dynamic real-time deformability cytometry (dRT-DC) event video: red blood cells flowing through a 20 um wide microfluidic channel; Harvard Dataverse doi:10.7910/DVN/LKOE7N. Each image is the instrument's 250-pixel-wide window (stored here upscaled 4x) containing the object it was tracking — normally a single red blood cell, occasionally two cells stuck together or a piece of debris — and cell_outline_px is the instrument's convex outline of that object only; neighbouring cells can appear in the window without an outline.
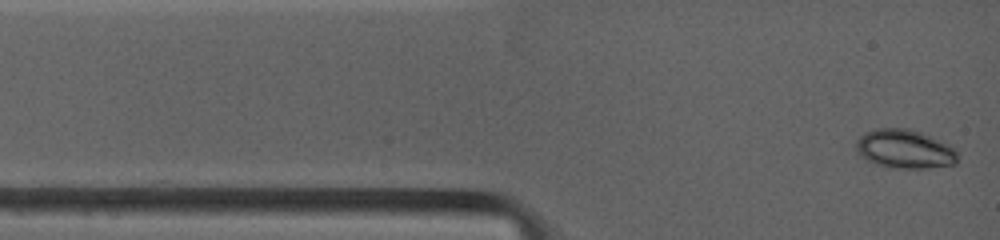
{"species": "common noctule bat (a hibernating species)", "species_latin": "Nyctalus noctula", "temperature_condition": "warm", "stored_images_in_passage": 7, "camera_frame_rate_fps": 4500, "um_per_image_px": 0.085, "animal": {"sex": "female", "body_mass_g": 19.0, "forearm_length_mm": 53.3}, "frame": {"image": 1, "passage_image": 1, "time_ms": 0.0, "image_size_px": [1000, 240], "cell_outline_px": [[956, 164], [928, 168], [888, 168], [876, 164], [860, 156], [856, 152], [856, 140], [864, 132], [876, 128], [908, 128], [920, 132], [940, 140], [948, 144], [956, 152]], "centroid_in_image_um": [76.85, 12.67], "position_along_channel_um": 8.2, "area_um2": 23.06}}
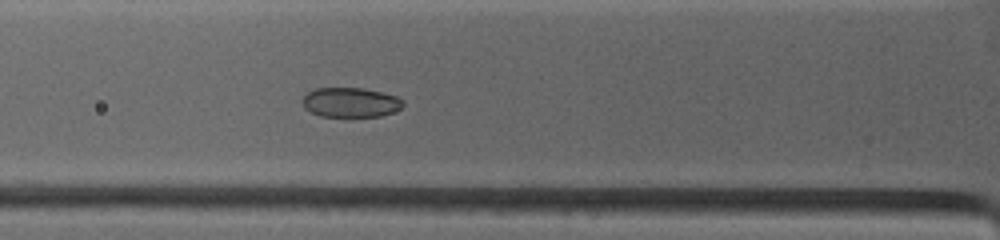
{"frame": {"image": 2, "passage_image": 7, "time_ms": 3.333, "image_size_px": [1000, 240], "cell_outline_px": [[404, 104], [400, 108], [392, 112], [380, 116], [320, 116], [304, 108], [300, 100], [308, 92], [316, 88], [364, 88], [396, 96], [404, 100]], "centroid_in_image_um": [29.77, 8.69], "position_along_channel_um": 96.0, "area_um2": 17.34}}